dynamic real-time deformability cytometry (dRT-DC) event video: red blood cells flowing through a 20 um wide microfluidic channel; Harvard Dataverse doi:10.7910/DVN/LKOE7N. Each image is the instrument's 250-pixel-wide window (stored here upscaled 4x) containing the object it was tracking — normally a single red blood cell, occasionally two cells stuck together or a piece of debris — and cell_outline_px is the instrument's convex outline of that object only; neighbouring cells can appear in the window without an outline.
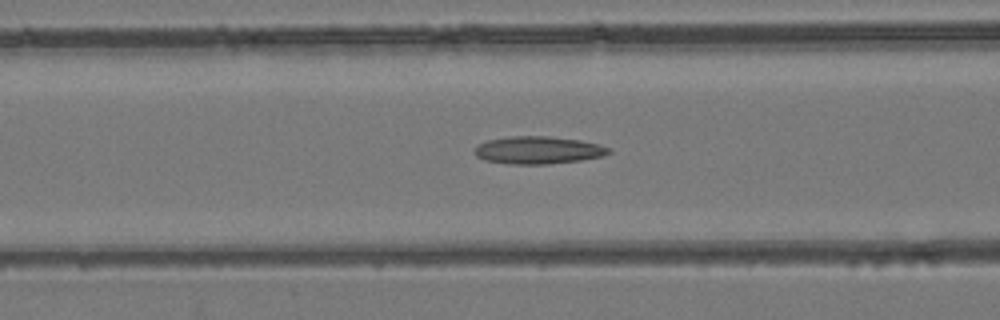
{"species": "common noctule bat (a hibernating species)", "species_latin": "Nyctalus noctula", "temperature_condition": "room temperature", "stored_images_in_passage": 51, "camera_frame_rate_fps": 3000, "um_per_image_px": 0.085, "animal": {"sex": "female", "body_mass_g": 24.6, "forearm_length_mm": 56.2}, "frame": {"image": 1, "passage_image": 21, "time_ms": 6.667, "image_size_px": [1000, 320], "cell_outline_px": [[612, 152], [604, 156], [580, 160], [548, 164], [508, 164], [484, 160], [476, 156], [472, 152], [476, 144], [488, 140], [508, 136], [548, 136], [580, 140], [600, 144], [612, 148]], "centroid_in_image_um": [45.73, 12.76], "position_along_channel_um": 120.9, "area_um2": 21.91}}
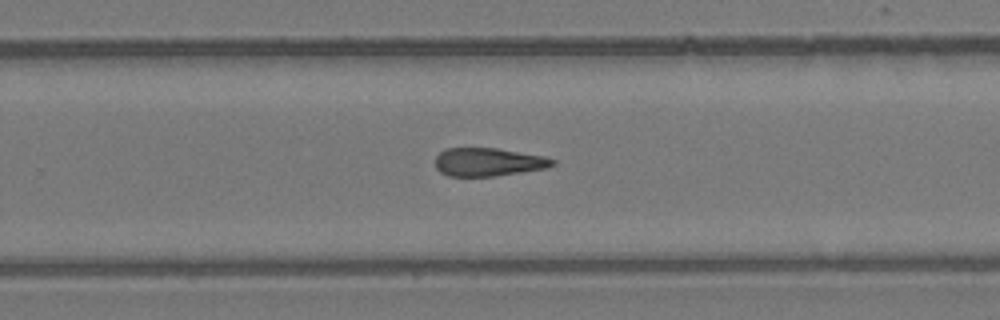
{"frame": {"image": 2, "passage_image": 33, "time_ms": 10.667, "image_size_px": [1000, 320], "cell_outline_px": [[556, 164], [548, 168], [496, 176], [448, 176], [440, 172], [436, 168], [436, 156], [444, 148], [496, 148], [544, 156], [556, 160]], "centroid_in_image_um": [41.52, 13.77], "position_along_channel_um": 288.3, "area_um2": 19.42}}
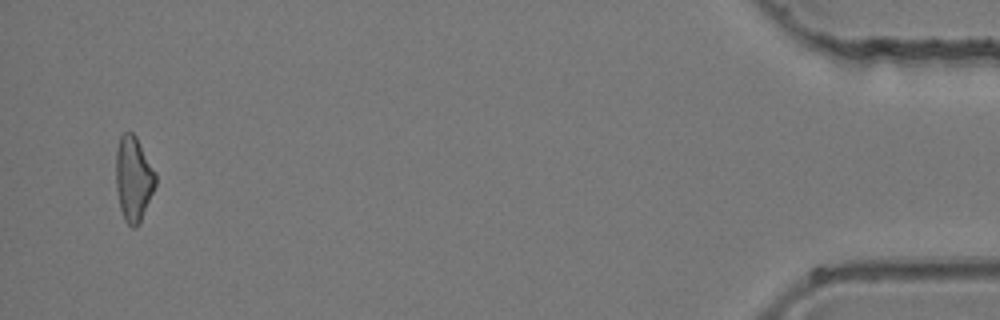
{"frame": {"image": 3, "passage_image": 49, "time_ms": 16.0, "image_size_px": [1000, 320], "cell_outline_px": [[156, 184], [140, 220], [136, 228], [132, 228], [124, 220], [120, 208], [116, 188], [116, 148], [120, 136], [124, 132], [132, 132], [136, 136], [156, 172]], "centroid_in_image_um": [11.33, 15.16], "position_along_channel_um": 423.9, "area_um2": 19.54}}